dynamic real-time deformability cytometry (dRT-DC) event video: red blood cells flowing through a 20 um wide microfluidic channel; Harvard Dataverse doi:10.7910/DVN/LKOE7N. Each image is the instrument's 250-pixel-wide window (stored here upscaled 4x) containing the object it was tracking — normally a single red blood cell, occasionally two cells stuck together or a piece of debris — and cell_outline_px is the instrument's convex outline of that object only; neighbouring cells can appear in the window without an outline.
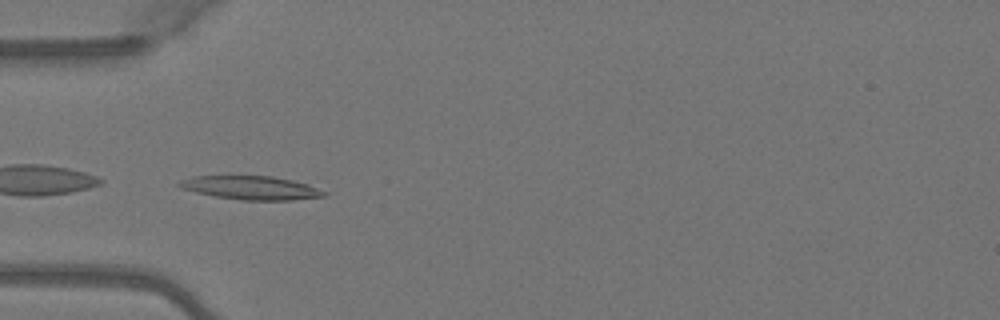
{"species": "Egyptian fruit bat (a non-hibernating species)", "species_latin": "Rousettus aegyptiacus", "temperature_condition": "warm", "stored_images_in_passage": 4, "camera_frame_rate_fps": 3000, "um_per_image_px": 0.085, "animal": {"sex": "female"}, "frame": {"image": 1, "passage_image": 4, "time_ms": 1.0, "image_size_px": [1000, 320], "cell_outline_px": [[328, 192], [324, 196], [292, 200], [240, 200], [216, 196], [196, 192], [180, 188], [176, 184], [180, 180], [192, 176], [272, 176], [292, 180], [308, 184]], "centroid_in_image_um": [21.33, 15.96], "position_along_channel_um": 63.7, "area_um2": 19.88}}